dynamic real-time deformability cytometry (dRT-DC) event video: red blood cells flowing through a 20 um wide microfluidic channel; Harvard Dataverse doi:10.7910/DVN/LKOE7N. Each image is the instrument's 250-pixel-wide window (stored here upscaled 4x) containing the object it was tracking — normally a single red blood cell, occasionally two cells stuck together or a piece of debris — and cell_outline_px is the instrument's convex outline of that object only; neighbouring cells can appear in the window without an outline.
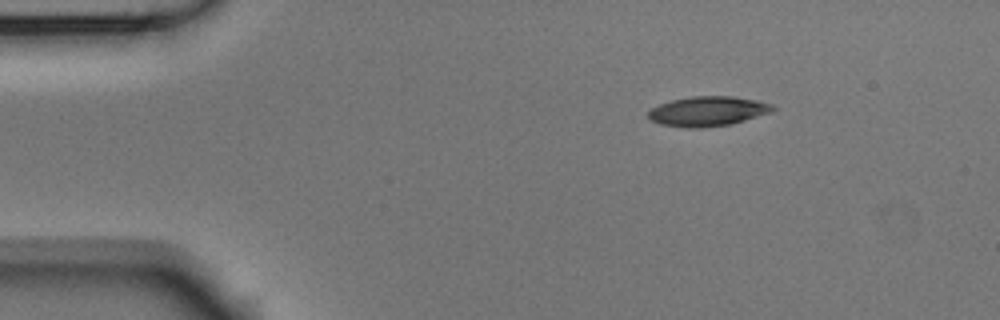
{"species": "Egyptian fruit bat (a non-hibernating species)", "species_latin": "Rousettus aegyptiacus", "temperature_condition": "room temperature", "stored_images_in_passage": 3, "camera_frame_rate_fps": 3000, "um_per_image_px": 0.085, "animal": {"sex": "male"}, "frame": {"image": 1, "passage_image": 1, "time_ms": 0.0, "image_size_px": [1000, 320], "cell_outline_px": [[776, 108], [772, 112], [732, 124], [700, 128], [688, 128], [660, 124], [652, 120], [648, 116], [648, 112], [652, 108], [660, 104], [672, 100], [692, 96], [732, 96], [756, 100], [772, 104]], "centroid_in_image_um": [60.19, 9.46], "position_along_channel_um": 24.8, "area_um2": 21.56}}